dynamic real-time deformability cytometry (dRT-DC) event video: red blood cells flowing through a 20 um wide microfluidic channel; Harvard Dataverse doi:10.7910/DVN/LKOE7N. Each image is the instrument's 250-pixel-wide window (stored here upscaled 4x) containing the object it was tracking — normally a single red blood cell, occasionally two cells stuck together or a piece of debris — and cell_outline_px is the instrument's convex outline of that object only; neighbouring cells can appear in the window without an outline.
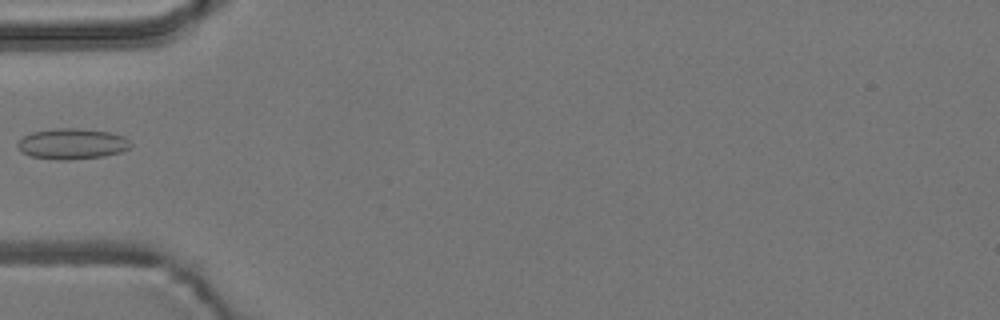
{"species": "common noctule bat (a hibernating species)", "species_latin": "Nyctalus noctula", "temperature_condition": "room temperature", "stored_images_in_passage": 2, "camera_frame_rate_fps": 3000, "um_per_image_px": 0.085, "animal": {"sex": "male", "body_mass_g": 19.2, "forearm_length_mm": 51.8}, "frame": {"image": 1, "passage_image": 1, "time_ms": 0.0, "image_size_px": [1000, 320], "cell_outline_px": [[132, 144], [128, 148], [120, 152], [104, 156], [68, 160], [56, 160], [32, 156], [20, 152], [16, 148], [16, 144], [24, 136], [32, 132], [56, 128], [80, 128], [112, 132], [124, 136]], "centroid_in_image_um": [6.11, 12.22], "position_along_channel_um": 78.9, "area_um2": 20.4}}
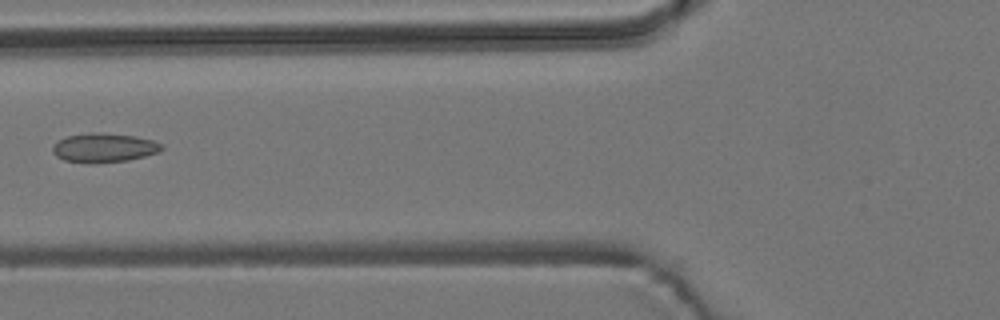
{"frame": {"image": 2, "passage_image": 2, "time_ms": 1.0, "image_size_px": [1000, 320], "cell_outline_px": [[164, 148], [160, 152], [128, 160], [92, 164], [88, 164], [64, 160], [56, 156], [52, 152], [52, 144], [68, 136], [92, 132], [96, 132], [136, 136], [152, 140], [164, 144]], "centroid_in_image_um": [8.85, 12.57], "position_along_channel_um": 117.0, "area_um2": 18.73}}